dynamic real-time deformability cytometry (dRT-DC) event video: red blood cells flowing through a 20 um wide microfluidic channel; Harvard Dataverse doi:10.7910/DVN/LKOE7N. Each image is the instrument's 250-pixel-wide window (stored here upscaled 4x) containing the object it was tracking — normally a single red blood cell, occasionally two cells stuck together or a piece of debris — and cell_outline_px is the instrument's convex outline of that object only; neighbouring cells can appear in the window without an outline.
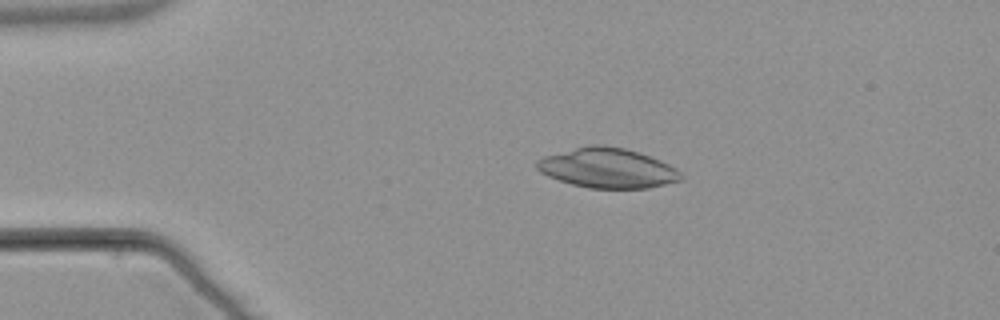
{"species": "common noctule bat (a hibernating species)", "species_latin": "Nyctalus noctula", "temperature_condition": "warm", "stored_images_in_passage": 53, "camera_frame_rate_fps": 3000, "um_per_image_px": 0.085, "animal": {"sex": "male", "body_mass_g": 21.5, "forearm_length_mm": 52.0}, "frame": {"image": 1, "passage_image": 10, "time_ms": 3.0, "image_size_px": [1000, 320], "cell_outline_px": [[684, 176], [680, 180], [648, 188], [588, 188], [572, 184], [548, 176], [540, 172], [536, 168], [536, 160], [544, 156], [576, 148], [596, 144], [604, 144], [624, 148], [640, 152], [660, 160], [676, 168]], "centroid_in_image_um": [51.64, 14.28], "position_along_channel_um": 33.4, "area_um2": 33.29}}
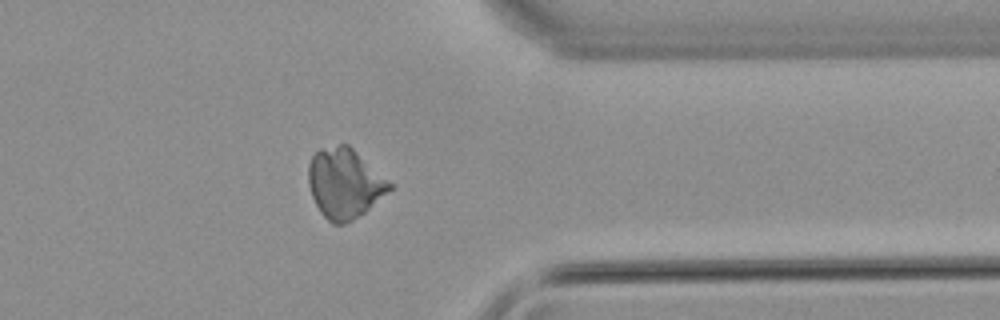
{"frame": {"image": 2, "passage_image": 42, "time_ms": 13.667, "image_size_px": [1000, 320], "cell_outline_px": [[392, 188], [364, 212], [352, 220], [344, 224], [332, 224], [320, 212], [312, 196], [308, 184], [308, 164], [312, 156], [320, 148], [340, 144], [348, 144], [388, 180], [392, 184]], "centroid_in_image_um": [29.25, 15.58], "position_along_channel_um": 382.1, "area_um2": 32.71}}
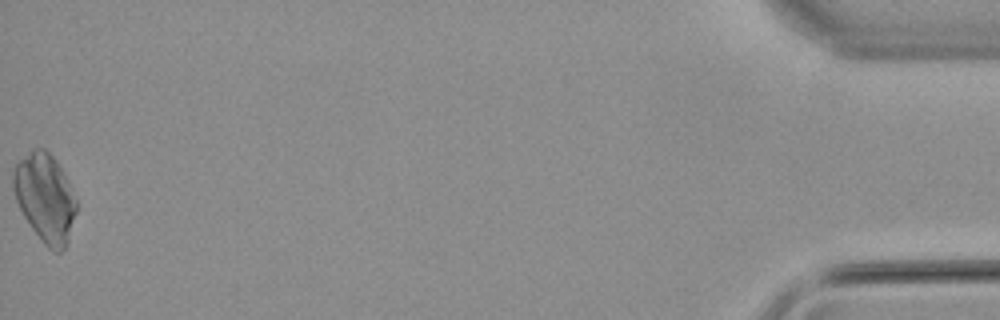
{"frame": {"image": 3, "passage_image": 53, "time_ms": 17.333, "image_size_px": [1000, 320], "cell_outline_px": [[76, 212], [68, 244], [60, 252], [52, 252], [44, 244], [32, 228], [24, 216], [16, 200], [12, 188], [12, 172], [16, 164], [32, 148], [44, 148], [56, 160], [68, 180], [76, 200]], "centroid_in_image_um": [3.83, 16.82], "position_along_channel_um": 431.4, "area_um2": 32.54}}